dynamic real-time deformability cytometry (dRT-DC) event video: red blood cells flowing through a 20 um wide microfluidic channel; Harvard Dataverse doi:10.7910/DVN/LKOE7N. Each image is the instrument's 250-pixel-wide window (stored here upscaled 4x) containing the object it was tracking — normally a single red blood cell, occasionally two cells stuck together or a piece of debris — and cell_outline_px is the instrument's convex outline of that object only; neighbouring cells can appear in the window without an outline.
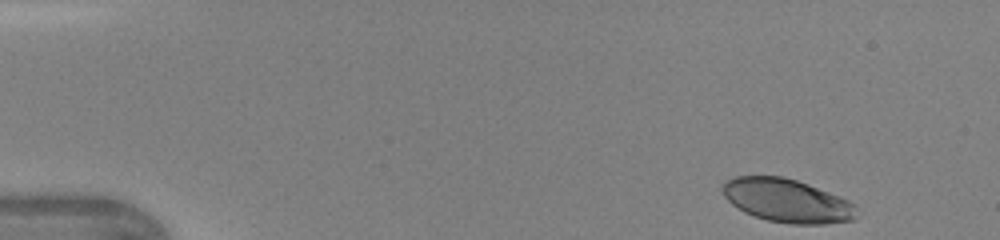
{"species": "human", "species_latin": "Homo sapiens", "temperature_condition": "warm", "stored_images_in_passage": 40, "camera_frame_rate_fps": 3000, "um_per_image_px": 0.085, "donor": {"sex": "female"}, "frame": {"image": 1, "passage_image": 1, "time_ms": 0.0, "image_size_px": [1000, 240], "cell_outline_px": [[860, 216], [852, 220], [824, 224], [792, 224], [768, 220], [744, 212], [736, 208], [724, 196], [720, 188], [728, 180], [736, 176], [780, 176], [796, 180], [808, 184], [840, 196], [856, 204]], "centroid_in_image_um": [66.94, 17.06], "position_along_channel_um": 18.1, "area_um2": 34.1}}
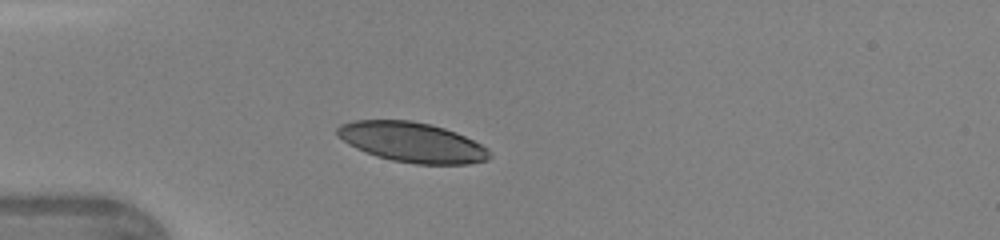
{"frame": {"image": 2, "passage_image": 10, "time_ms": 3.0, "image_size_px": [1000, 240], "cell_outline_px": [[492, 156], [488, 160], [468, 164], [416, 164], [392, 160], [376, 156], [356, 148], [348, 144], [336, 136], [336, 128], [340, 124], [356, 120], [412, 120], [444, 128], [456, 132], [488, 148]], "centroid_in_image_um": [35.01, 12.09], "position_along_channel_um": 50.0, "area_um2": 35.49}}
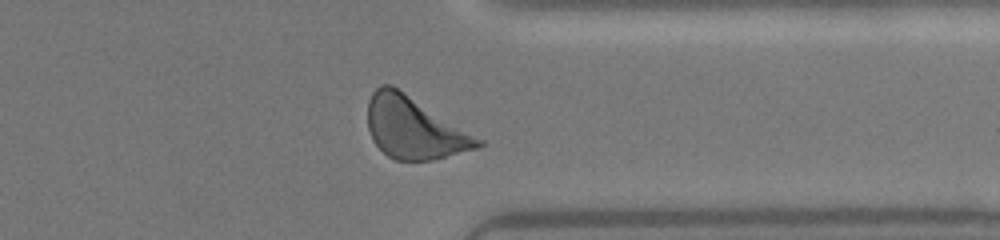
{"frame": {"image": 3, "passage_image": 34, "time_ms": 11.0, "image_size_px": [1000, 240], "cell_outline_px": [[484, 144], [476, 148], [432, 160], [396, 160], [388, 156], [372, 140], [368, 128], [368, 100], [372, 92], [380, 84], [392, 84], [484, 140]], "centroid_in_image_um": [35.19, 10.85], "position_along_channel_um": 376.2, "area_um2": 39.54}, "authors_computed_cell_mechanics": {"area_um2": 37.1365, "velocity_mm_per_s": 4.3238, "shape_relaxation_time_tau1_ms": 1.9433, "shape_relaxation_time_tau2_ms": null, "deformation_change_tau1": 0.1276, "deformation_change_tau2": null}}